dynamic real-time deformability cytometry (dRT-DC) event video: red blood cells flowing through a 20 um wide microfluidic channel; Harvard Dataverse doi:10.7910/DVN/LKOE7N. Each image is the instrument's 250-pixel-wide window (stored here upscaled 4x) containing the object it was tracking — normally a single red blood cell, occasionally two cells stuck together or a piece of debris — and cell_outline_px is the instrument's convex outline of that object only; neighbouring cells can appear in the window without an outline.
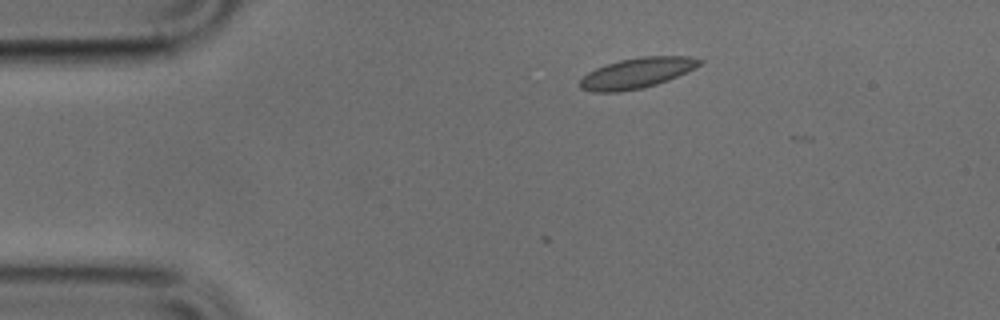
{"species": "common noctule bat (a hibernating species)", "species_latin": "Nyctalus noctula", "temperature_condition": "cold", "stored_images_in_passage": 3, "camera_frame_rate_fps": 3000, "um_per_image_px": 0.085, "animal": {"sex": "male", "body_mass_g": 17.9, "forearm_length_mm": 54.2}, "frame": {"image": 1, "passage_image": 1, "time_ms": 0.0, "image_size_px": [1000, 320], "cell_outline_px": [[704, 60], [700, 64], [668, 80], [644, 88], [620, 92], [592, 92], [580, 88], [580, 80], [588, 72], [596, 68], [620, 60], [640, 56], [688, 56]], "centroid_in_image_um": [54.1, 6.21], "position_along_channel_um": 30.9, "area_um2": 20.98}}